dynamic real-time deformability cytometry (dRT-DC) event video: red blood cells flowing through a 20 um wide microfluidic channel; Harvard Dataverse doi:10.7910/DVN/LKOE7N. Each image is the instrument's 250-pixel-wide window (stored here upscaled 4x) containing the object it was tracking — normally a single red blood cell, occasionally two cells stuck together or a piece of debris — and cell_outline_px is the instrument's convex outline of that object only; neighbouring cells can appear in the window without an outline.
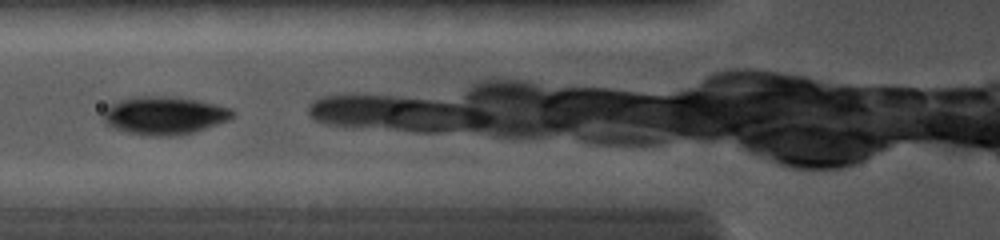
{"species": "common noctule bat (a hibernating species)", "species_latin": "Nyctalus noctula", "temperature_condition": "cold", "stored_images_in_passage": 4, "camera_frame_rate_fps": 5000, "um_per_image_px": 0.085, "animal": {"sex": "female", "body_mass_g": 19.0, "forearm_length_mm": 56.7}, "frame": {"image": 1, "passage_image": 2, "time_ms": 0.8, "image_size_px": [1000, 240], "cell_outline_px": [[236, 116], [228, 120], [192, 132], [172, 136], [148, 136], [128, 132], [112, 128], [100, 116], [108, 104], [132, 96], [168, 96], [196, 100], [216, 104], [232, 108], [236, 112]], "centroid_in_image_um": [13.94, 9.8], "position_along_channel_um": 111.9, "area_um2": 28.84}}
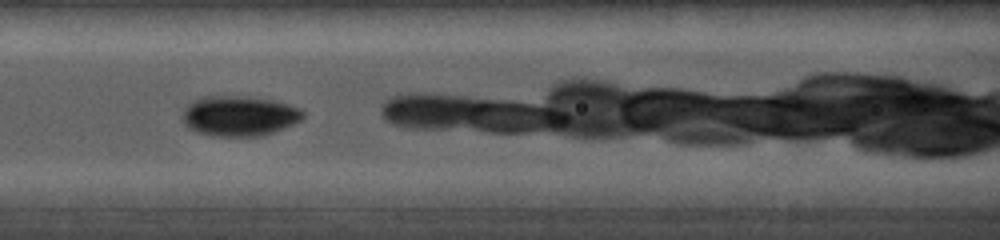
{"frame": {"image": 2, "passage_image": 3, "time_ms": 1.6, "image_size_px": [1000, 240], "cell_outline_px": [[304, 116], [300, 120], [292, 124], [264, 136], [212, 136], [196, 132], [188, 128], [184, 124], [184, 108], [192, 100], [200, 96], [248, 96], [276, 100], [300, 108], [304, 112]], "centroid_in_image_um": [20.33, 9.84], "position_along_channel_um": 146.3, "area_um2": 28.5}}